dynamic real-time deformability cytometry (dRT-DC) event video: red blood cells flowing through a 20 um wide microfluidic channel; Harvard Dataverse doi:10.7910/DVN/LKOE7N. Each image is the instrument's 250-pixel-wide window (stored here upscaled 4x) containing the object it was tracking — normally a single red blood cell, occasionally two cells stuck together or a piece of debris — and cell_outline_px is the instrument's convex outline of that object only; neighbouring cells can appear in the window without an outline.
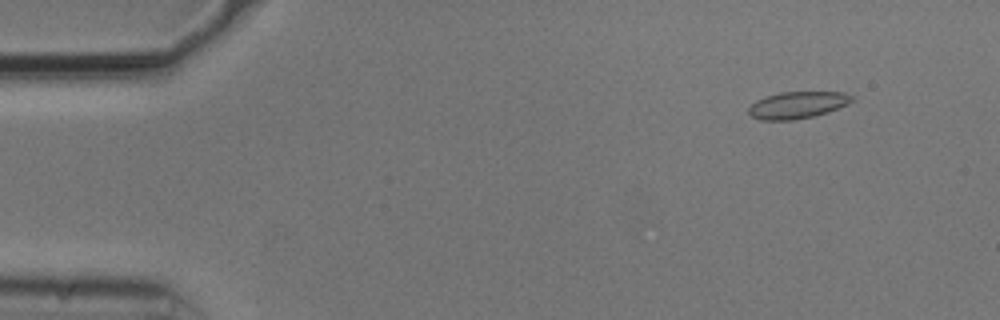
{"species": "common noctule bat (a hibernating species)", "species_latin": "Nyctalus noctula", "temperature_condition": "cold", "stored_images_in_passage": 51, "camera_frame_rate_fps": 3000, "um_per_image_px": 0.085, "animal": {"sex": "male", "body_mass_g": 20.5, "forearm_length_mm": 52.5}, "frame": {"image": 1, "passage_image": 6, "time_ms": 1.667, "image_size_px": [1000, 320], "cell_outline_px": [[856, 100], [848, 104], [828, 112], [812, 116], [792, 120], [760, 120], [752, 116], [748, 112], [748, 108], [756, 100], [780, 92], [844, 92], [856, 96]], "centroid_in_image_um": [67.84, 8.92], "position_along_channel_um": 17.2, "area_um2": 16.24}}
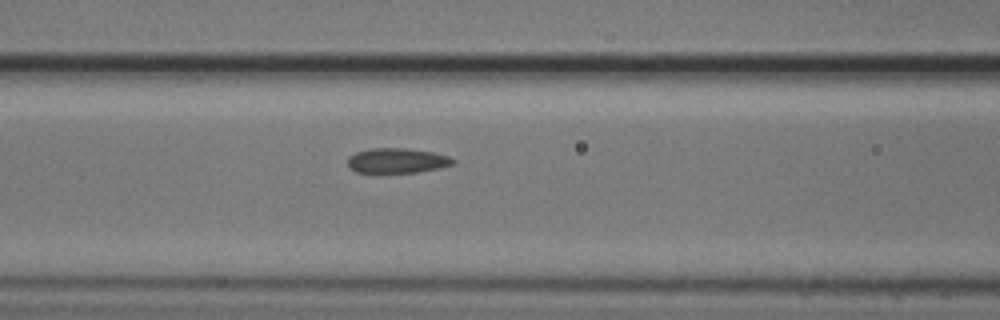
{"frame": {"image": 2, "passage_image": 23, "time_ms": 7.333, "image_size_px": [1000, 320], "cell_outline_px": [[456, 160], [452, 164], [440, 168], [416, 172], [356, 172], [348, 168], [348, 156], [356, 152], [368, 148], [408, 148], [432, 152], [448, 156]], "centroid_in_image_um": [33.72, 13.64], "position_along_channel_um": 132.9, "area_um2": 15.32}}
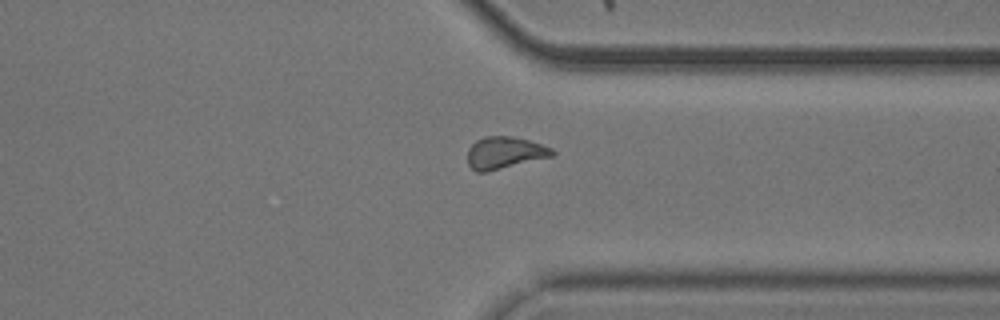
{"frame": {"image": 3, "passage_image": 42, "time_ms": 13.667, "image_size_px": [1000, 320], "cell_outline_px": [[556, 152], [552, 156], [488, 172], [476, 172], [468, 164], [468, 148], [476, 140], [484, 136], [512, 136], [528, 140], [552, 148]], "centroid_in_image_um": [42.88, 12.98], "position_along_channel_um": 368.5, "area_um2": 15.84}}